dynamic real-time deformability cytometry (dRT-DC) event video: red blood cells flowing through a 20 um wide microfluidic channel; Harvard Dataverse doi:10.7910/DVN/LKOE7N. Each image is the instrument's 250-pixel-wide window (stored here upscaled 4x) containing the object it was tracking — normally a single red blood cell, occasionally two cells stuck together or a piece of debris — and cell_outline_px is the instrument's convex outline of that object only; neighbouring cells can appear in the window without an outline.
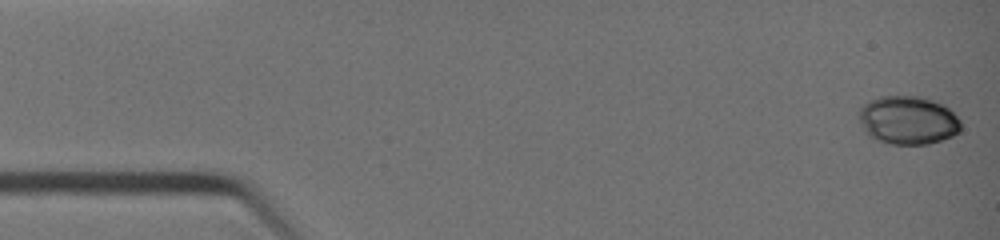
{"species": "common noctule bat (a hibernating species)", "species_latin": "Nyctalus noctula", "temperature_condition": "warm", "stored_images_in_passage": 40, "camera_frame_rate_fps": 3000, "um_per_image_px": 0.085, "animal": {"sex": "female", "body_mass_g": 19.0, "forearm_length_mm": 51.5}, "frame": {"image": 1, "passage_image": 1, "time_ms": 0.0, "image_size_px": [1000, 240], "cell_outline_px": [[960, 132], [952, 136], [928, 144], [892, 144], [868, 136], [864, 132], [860, 120], [860, 108], [864, 104], [880, 96], [924, 96], [936, 100], [944, 104], [960, 120]], "centroid_in_image_um": [77.2, 10.2], "position_along_channel_um": 7.8, "area_um2": 28.78}}
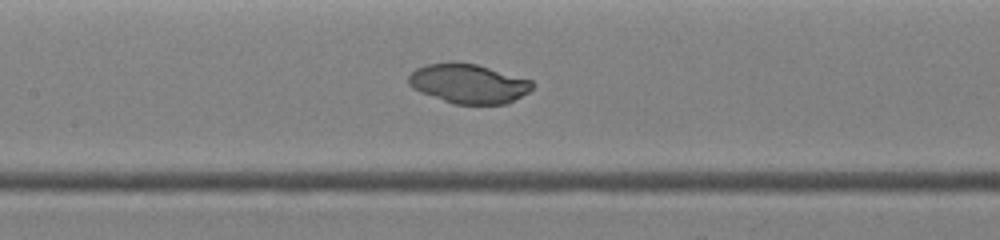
{"frame": {"image": 2, "passage_image": 19, "time_ms": 6.0, "image_size_px": [1000, 240], "cell_outline_px": [[532, 88], [528, 92], [504, 104], [452, 104], [420, 92], [412, 88], [408, 84], [408, 76], [416, 68], [428, 64], [448, 60], [456, 60], [476, 64], [532, 80]], "centroid_in_image_um": [39.75, 7.08], "position_along_channel_um": 167.6, "area_um2": 28.61}}
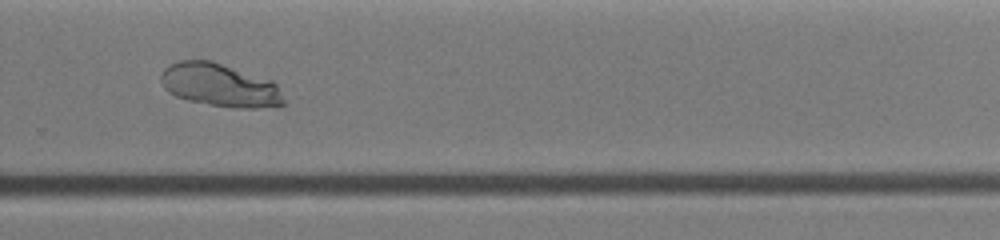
{"frame": {"image": 3, "passage_image": 28, "time_ms": 9.0, "image_size_px": [1000, 240], "cell_outline_px": [[284, 104], [256, 108], [236, 108], [188, 100], [176, 96], [168, 92], [164, 88], [160, 80], [160, 76], [164, 68], [168, 64], [180, 60], [212, 60], [272, 80], [276, 84], [284, 100]], "centroid_in_image_um": [18.64, 7.21], "position_along_channel_um": 311.2, "area_um2": 30.81}}